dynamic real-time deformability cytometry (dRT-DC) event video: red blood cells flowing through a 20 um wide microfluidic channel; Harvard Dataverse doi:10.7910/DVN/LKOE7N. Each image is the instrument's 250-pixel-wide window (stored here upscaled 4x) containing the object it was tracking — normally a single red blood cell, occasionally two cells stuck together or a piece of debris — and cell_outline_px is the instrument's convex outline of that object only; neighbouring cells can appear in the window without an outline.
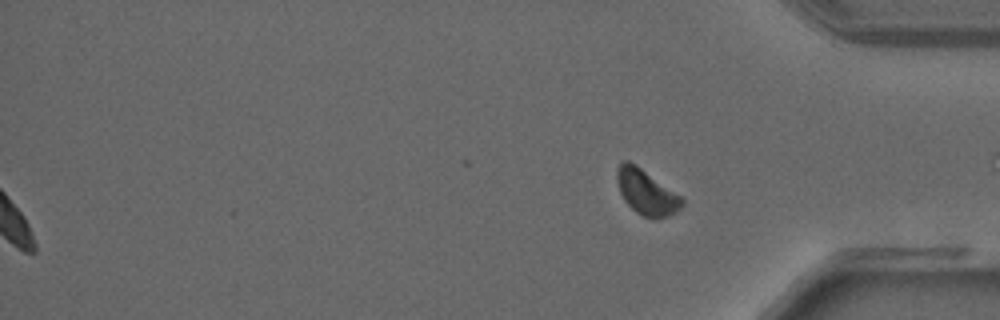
{"species": "common noctule bat (a hibernating species)", "species_latin": "Nyctalus noctula", "temperature_condition": "warm", "stored_images_in_passage": 29, "segment_of_instrument_passage": [2, 2], "camera_frame_rate_fps": 3000, "um_per_image_px": 0.085, "animal": {"sex": "male", "forearm_length_mm": 52.5}, "frame": {"image": 1, "passage_image": 29, "time_ms": 9.333, "image_size_px": [1000, 320], "cell_outline_px": [[684, 204], [676, 212], [668, 216], [644, 216], [636, 212], [624, 200], [620, 192], [616, 180], [616, 168], [624, 160], [628, 160], [636, 164], [680, 196], [684, 200]], "centroid_in_image_um": [54.91, 16.29], "position_along_channel_um": 380.3, "area_um2": 16.7}}